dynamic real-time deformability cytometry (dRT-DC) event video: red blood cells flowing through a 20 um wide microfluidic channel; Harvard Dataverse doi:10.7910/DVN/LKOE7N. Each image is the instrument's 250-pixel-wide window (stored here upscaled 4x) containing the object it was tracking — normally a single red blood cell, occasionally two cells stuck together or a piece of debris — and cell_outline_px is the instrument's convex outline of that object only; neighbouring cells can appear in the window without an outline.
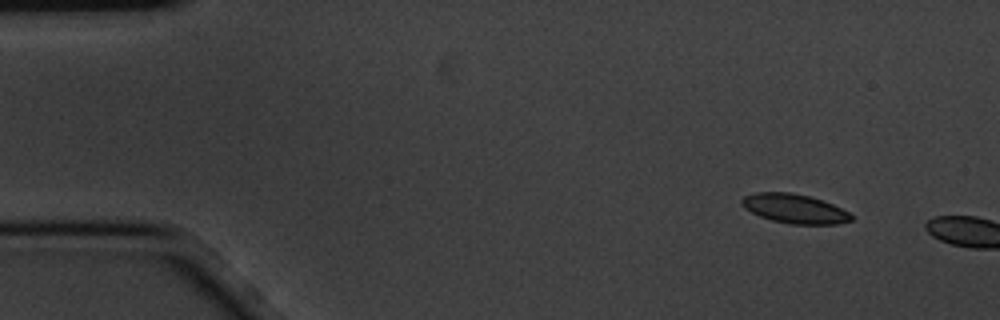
{"species": "common noctule bat (a hibernating species)", "species_latin": "Nyctalus noctula", "temperature_condition": "cold", "stored_images_in_passage": 2, "camera_frame_rate_fps": 3000, "um_per_image_px": 0.085, "animal": {"sex": "male", "body_mass_g": 20.1, "forearm_length_mm": 53.5}, "frame": {"image": 1, "passage_image": 1, "time_ms": 0.0, "image_size_px": [1000, 320], "cell_outline_px": [[852, 220], [836, 224], [792, 224], [772, 220], [760, 216], [744, 208], [740, 204], [740, 200], [744, 196], [756, 192], [792, 192], [808, 196], [832, 204], [848, 212], [852, 216]], "centroid_in_image_um": [67.49, 17.73], "position_along_channel_um": 17.5, "area_um2": 18.5}}